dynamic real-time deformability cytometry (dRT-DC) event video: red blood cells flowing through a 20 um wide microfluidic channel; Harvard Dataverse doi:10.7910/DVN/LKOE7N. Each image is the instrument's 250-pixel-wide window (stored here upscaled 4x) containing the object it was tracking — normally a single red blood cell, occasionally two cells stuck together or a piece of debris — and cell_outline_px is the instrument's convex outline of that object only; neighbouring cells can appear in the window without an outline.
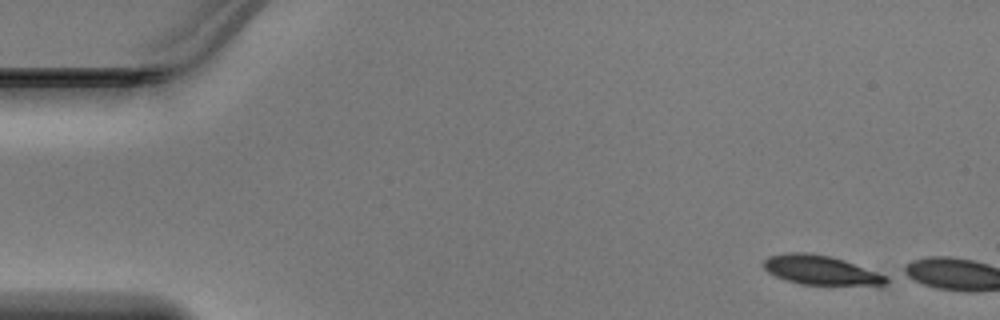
{"species": "Egyptian fruit bat (a non-hibernating species)", "species_latin": "Rousettus aegyptiacus", "temperature_condition": "warm", "stored_images_in_passage": 3, "camera_frame_rate_fps": 3000, "um_per_image_px": 0.085, "animal": {"sex": "male"}, "frame": {"image": 1, "passage_image": 1, "time_ms": 0.0, "image_size_px": [1000, 320], "cell_outline_px": [[888, 280], [884, 284], [800, 284], [776, 276], [768, 272], [760, 264], [768, 256], [788, 252], [804, 252], [828, 256], [844, 260], [888, 276]], "centroid_in_image_um": [69.68, 22.93], "position_along_channel_um": 15.3, "area_um2": 20.46}}